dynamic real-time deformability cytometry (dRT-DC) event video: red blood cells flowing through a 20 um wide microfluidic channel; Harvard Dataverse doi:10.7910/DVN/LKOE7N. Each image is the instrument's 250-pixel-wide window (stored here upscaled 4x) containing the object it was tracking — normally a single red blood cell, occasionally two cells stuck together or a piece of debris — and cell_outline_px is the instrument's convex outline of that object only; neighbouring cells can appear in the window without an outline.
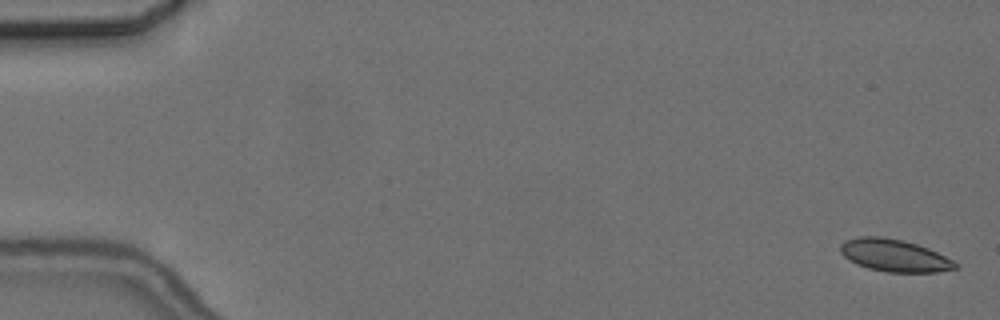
{"species": "common noctule bat (a hibernating species)", "species_latin": "Nyctalus noctula", "temperature_condition": "cold", "stored_images_in_passage": 5, "camera_frame_rate_fps": 3000, "um_per_image_px": 0.085, "animal": {"sex": "female", "body_mass_g": 24.6, "forearm_length_mm": 56.2}, "frame": {"image": 1, "passage_image": 1, "time_ms": 0.0, "image_size_px": [1000, 320], "cell_outline_px": [[956, 268], [936, 272], [888, 272], [868, 268], [856, 264], [848, 260], [840, 252], [840, 244], [844, 240], [860, 236], [880, 236], [904, 240], [928, 248], [952, 260], [956, 264]], "centroid_in_image_um": [75.95, 21.7], "position_along_channel_um": 9.0, "area_um2": 21.56}}
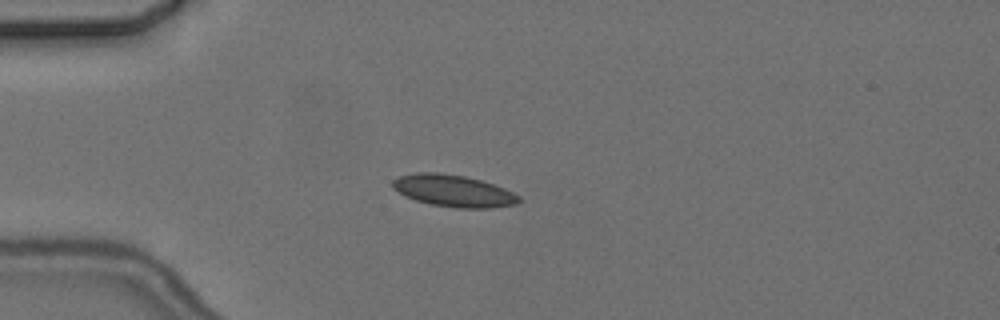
{"frame": {"image": 2, "passage_image": 5, "time_ms": 4.667, "image_size_px": [1000, 320], "cell_outline_px": [[520, 200], [516, 204], [492, 208], [456, 208], [432, 204], [416, 200], [404, 196], [392, 188], [392, 180], [400, 176], [416, 172], [436, 172], [464, 176], [480, 180], [504, 188], [520, 196]], "centroid_in_image_um": [38.52, 16.22], "position_along_channel_um": 46.5, "area_um2": 23.41}}